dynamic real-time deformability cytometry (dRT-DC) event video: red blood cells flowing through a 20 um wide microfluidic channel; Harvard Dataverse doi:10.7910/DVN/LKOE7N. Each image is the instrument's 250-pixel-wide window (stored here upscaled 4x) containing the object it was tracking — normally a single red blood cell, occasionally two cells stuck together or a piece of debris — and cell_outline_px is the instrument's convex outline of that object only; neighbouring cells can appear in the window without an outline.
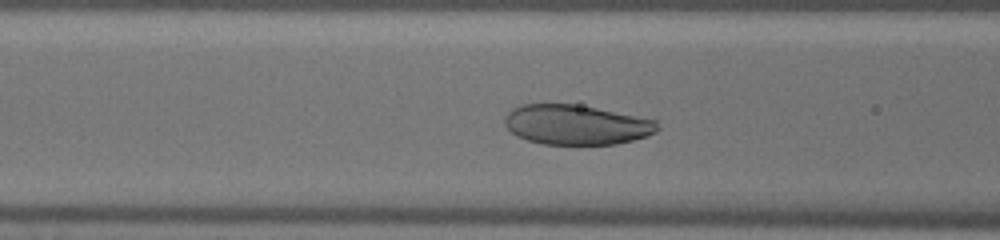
{"species": "human", "species_latin": "Homo sapiens", "temperature_condition": "warm", "stored_images_in_passage": 33, "camera_frame_rate_fps": 3000, "um_per_image_px": 0.085, "donor": {"sex": "male"}, "frame": {"image": 1, "passage_image": 11, "time_ms": 3.333, "image_size_px": [1000, 240], "cell_outline_px": [[660, 128], [656, 132], [648, 136], [616, 144], [544, 144], [528, 140], [516, 136], [504, 124], [504, 116], [512, 108], [520, 104], [572, 104], [596, 108], [656, 120]], "centroid_in_image_um": [48.96, 10.6], "position_along_channel_um": 117.6, "area_um2": 35.37}}
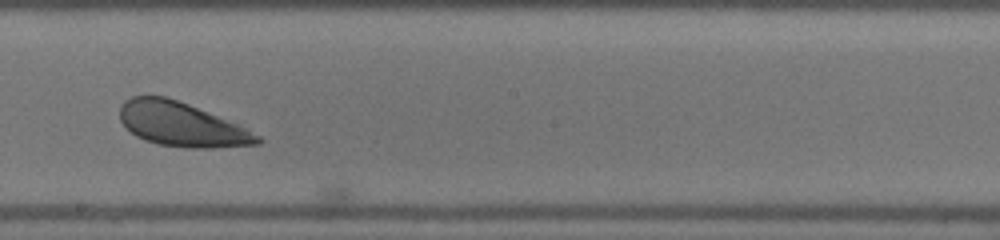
{"frame": {"image": 2, "passage_image": 19, "time_ms": 6.0, "image_size_px": [1000, 240], "cell_outline_px": [[264, 140], [260, 144], [212, 148], [188, 148], [160, 144], [144, 140], [136, 136], [124, 128], [120, 120], [120, 104], [124, 100], [132, 96], [164, 96], [188, 104], [236, 124], [260, 136]], "centroid_in_image_um": [15.38, 10.58], "position_along_channel_um": 232.8, "area_um2": 35.14}}
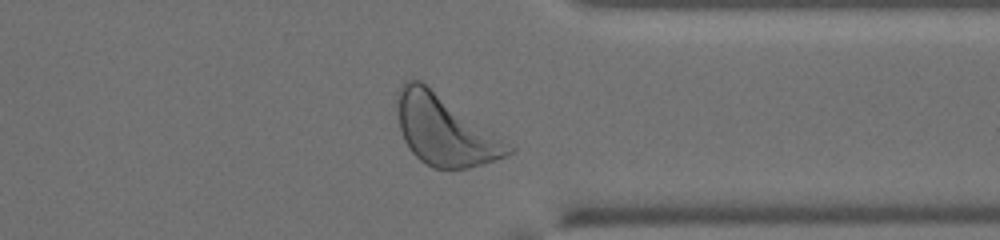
{"frame": {"image": 3, "passage_image": 29, "time_ms": 9.333, "image_size_px": [1000, 240], "cell_outline_px": [[516, 148], [512, 152], [504, 156], [468, 168], [432, 168], [420, 160], [412, 152], [404, 140], [400, 128], [396, 112], [396, 92], [404, 80], [420, 80]], "centroid_in_image_um": [37.75, 11.05], "position_along_channel_um": 373.7, "area_um2": 44.8}}